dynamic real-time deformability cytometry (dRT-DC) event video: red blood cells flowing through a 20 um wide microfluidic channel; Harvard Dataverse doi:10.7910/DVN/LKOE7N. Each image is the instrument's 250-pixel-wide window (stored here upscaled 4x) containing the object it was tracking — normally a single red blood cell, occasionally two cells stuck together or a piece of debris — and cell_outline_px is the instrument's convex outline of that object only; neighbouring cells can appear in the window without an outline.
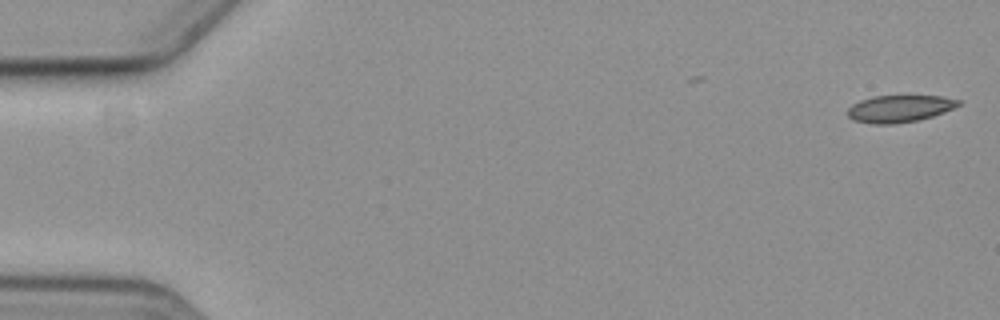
{"species": "common noctule bat (a hibernating species)", "species_latin": "Nyctalus noctula", "temperature_condition": "cold", "stored_images_in_passage": 4, "camera_frame_rate_fps": 3000, "um_per_image_px": 0.085, "animal": {"sex": "female", "body_mass_g": 19.3, "forearm_length_mm": 54.1}, "frame": {"image": 1, "passage_image": 1, "time_ms": 0.0, "image_size_px": [1000, 320], "cell_outline_px": [[960, 104], [944, 112], [932, 116], [916, 120], [896, 124], [872, 124], [852, 120], [848, 116], [848, 108], [852, 104], [860, 100], [872, 96], [940, 96], [960, 100]], "centroid_in_image_um": [76.41, 9.24], "position_along_channel_um": 8.6, "area_um2": 17.4}}
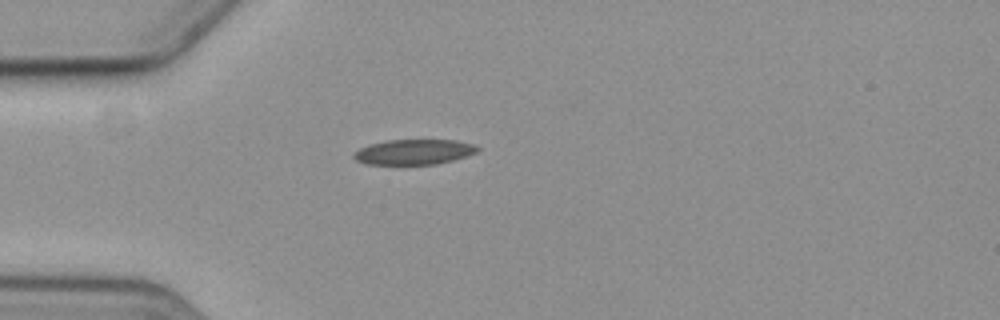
{"frame": {"image": 2, "passage_image": 4, "time_ms": 5.0, "image_size_px": [1000, 320], "cell_outline_px": [[480, 148], [476, 152], [452, 160], [436, 164], [404, 168], [364, 164], [356, 160], [352, 156], [352, 152], [368, 144], [388, 140], [456, 140], [476, 144]], "centroid_in_image_um": [35.09, 12.97], "position_along_channel_um": 49.9, "area_um2": 19.25}}